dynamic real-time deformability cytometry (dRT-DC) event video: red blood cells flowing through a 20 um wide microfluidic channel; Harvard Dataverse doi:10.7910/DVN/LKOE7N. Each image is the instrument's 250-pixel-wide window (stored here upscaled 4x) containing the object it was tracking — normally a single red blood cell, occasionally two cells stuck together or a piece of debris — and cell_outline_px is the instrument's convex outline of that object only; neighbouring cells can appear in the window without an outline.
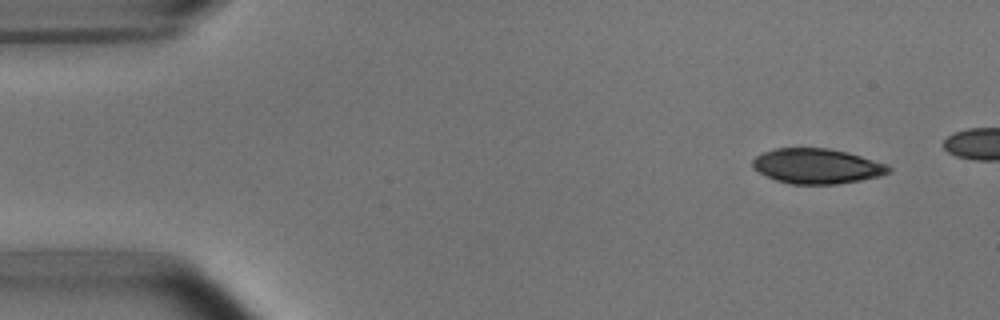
{"species": "common noctule bat (a hibernating species)", "species_latin": "Nyctalus noctula", "temperature_condition": "room temperature", "stored_images_in_passage": 5, "camera_frame_rate_fps": 3000, "um_per_image_px": 0.085, "animal": {"sex": "male", "body_mass_g": 15.6}, "frame": {"image": 1, "passage_image": 1, "time_ms": 0.0, "image_size_px": [1000, 320], "cell_outline_px": [[892, 172], [880, 176], [860, 180], [836, 184], [788, 184], [776, 180], [752, 168], [752, 160], [756, 156], [764, 152], [776, 148], [828, 148], [848, 152], [888, 164], [892, 168]], "centroid_in_image_um": [69.47, 14.12], "position_along_channel_um": 15.5, "area_um2": 27.92}}